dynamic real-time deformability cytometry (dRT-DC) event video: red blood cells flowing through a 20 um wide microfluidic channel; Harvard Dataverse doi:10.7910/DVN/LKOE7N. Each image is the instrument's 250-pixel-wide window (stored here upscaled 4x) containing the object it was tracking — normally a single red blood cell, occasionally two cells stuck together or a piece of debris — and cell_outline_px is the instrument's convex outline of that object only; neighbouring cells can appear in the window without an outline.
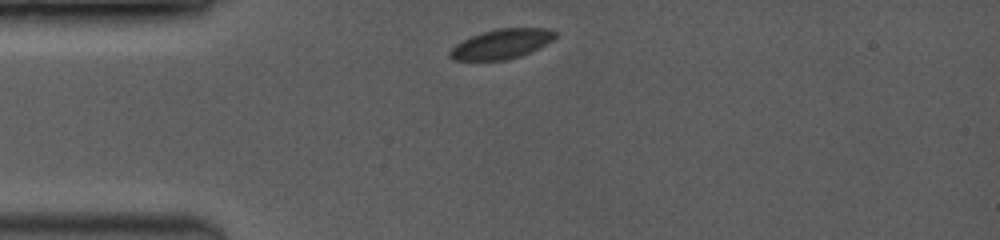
{"species": "common noctule bat (a hibernating species)", "species_latin": "Nyctalus noctula", "temperature_condition": "room temperature", "stored_images_in_passage": 45, "camera_frame_rate_fps": 3500, "um_per_image_px": 0.085, "animal": {"sex": "female", "body_mass_g": 19.0, "forearm_length_mm": 53.3}, "frame": {"image": 1, "passage_image": 1, "time_ms": 0.0, "image_size_px": [1000, 240], "cell_outline_px": [[556, 36], [552, 40], [520, 56], [504, 60], [456, 60], [448, 56], [448, 52], [456, 44], [472, 36], [496, 28], [548, 28], [556, 32]], "centroid_in_image_um": [42.61, 3.73], "position_along_channel_um": 42.4, "area_um2": 17.86}}
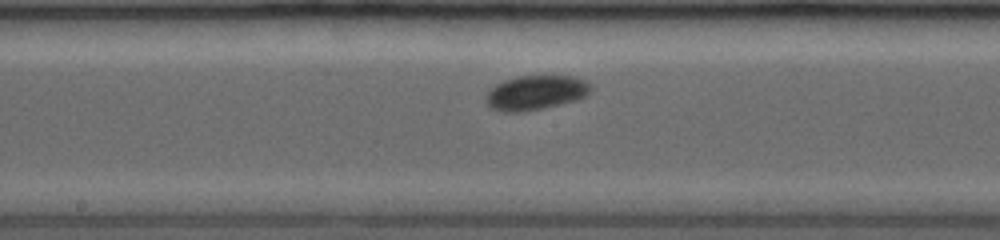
{"frame": {"image": 2, "passage_image": 27, "time_ms": 4.571, "image_size_px": [1000, 240], "cell_outline_px": [[592, 92], [576, 100], [560, 104], [520, 112], [500, 112], [492, 108], [488, 104], [488, 92], [496, 84], [504, 80], [516, 76], [572, 76], [584, 80], [592, 84]], "centroid_in_image_um": [45.57, 7.86], "position_along_channel_um": 202.6, "area_um2": 20.87}}
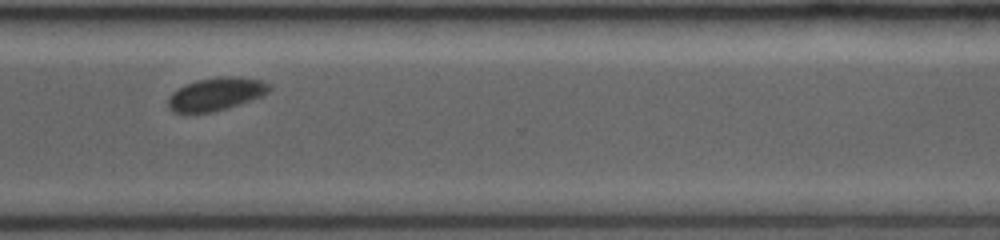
{"frame": {"image": 3, "passage_image": 44, "time_ms": 8.286, "image_size_px": [1000, 240], "cell_outline_px": [[272, 88], [264, 96], [228, 108], [212, 112], [172, 112], [168, 108], [168, 100], [172, 92], [196, 80], [220, 76], [236, 76], [264, 80]], "centroid_in_image_um": [18.41, 7.98], "position_along_channel_um": 352.2, "area_um2": 19.48}}